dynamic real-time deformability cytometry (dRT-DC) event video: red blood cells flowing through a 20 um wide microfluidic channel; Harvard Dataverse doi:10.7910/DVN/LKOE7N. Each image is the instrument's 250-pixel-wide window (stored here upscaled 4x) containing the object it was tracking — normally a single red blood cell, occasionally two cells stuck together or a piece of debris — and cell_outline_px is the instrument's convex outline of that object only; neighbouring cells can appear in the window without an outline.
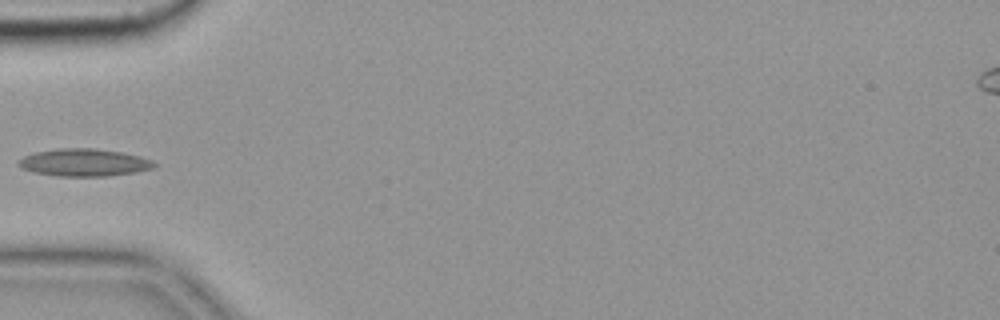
{"species": "common noctule bat (a hibernating species)", "species_latin": "Nyctalus noctula", "temperature_condition": "cold", "stored_images_in_passage": 6, "camera_frame_rate_fps": 3000, "um_per_image_px": 0.085, "animal": {"sex": "female", "body_mass_g": 19.9}, "frame": {"image": 1, "passage_image": 5, "time_ms": 1.333, "image_size_px": [1000, 320], "cell_outline_px": [[156, 168], [136, 172], [108, 176], [56, 176], [32, 172], [20, 168], [16, 164], [16, 160], [24, 156], [36, 152], [60, 148], [96, 148], [120, 152], [140, 156], [152, 160], [156, 164]], "centroid_in_image_um": [7.12, 13.82], "position_along_channel_um": 77.9, "area_um2": 21.96}}